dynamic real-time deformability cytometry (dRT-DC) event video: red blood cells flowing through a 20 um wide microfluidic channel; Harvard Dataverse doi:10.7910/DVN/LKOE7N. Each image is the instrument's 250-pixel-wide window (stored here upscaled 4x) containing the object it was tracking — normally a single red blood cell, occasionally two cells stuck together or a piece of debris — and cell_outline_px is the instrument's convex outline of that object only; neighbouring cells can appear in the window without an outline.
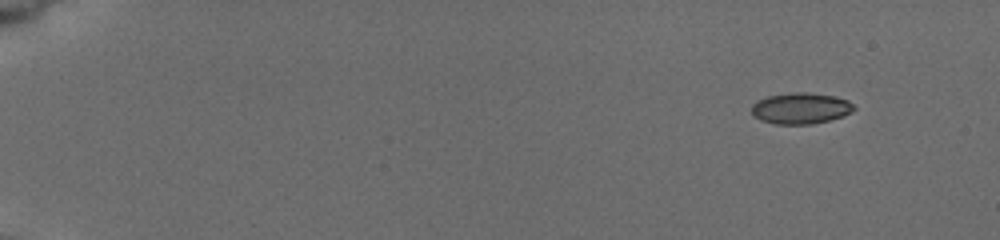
{"species": "common noctule bat (a hibernating species)", "species_latin": "Nyctalus noctula", "temperature_condition": "cold", "stored_images_in_passage": 11, "camera_frame_rate_fps": 3000, "um_per_image_px": 0.085, "animal": {"sex": "female", "body_mass_g": 19.5, "forearm_length_mm": 54.1}, "frame": {"image": 1, "passage_image": 1, "time_ms": 0.0, "image_size_px": [1000, 240], "cell_outline_px": [[856, 108], [852, 112], [844, 116], [812, 124], [776, 124], [760, 120], [752, 116], [752, 104], [756, 100], [768, 96], [792, 92], [808, 92], [836, 96], [848, 100]], "centroid_in_image_um": [68.05, 9.2], "position_along_channel_um": 16.9, "area_um2": 18.79}}
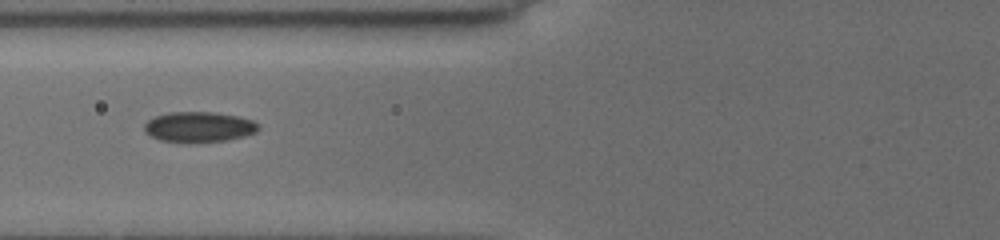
{"frame": {"image": 2, "passage_image": 8, "time_ms": 6.333, "image_size_px": [1000, 240], "cell_outline_px": [[260, 128], [256, 132], [244, 136], [228, 140], [188, 144], [160, 140], [144, 132], [144, 124], [148, 120], [156, 116], [168, 112], [212, 112], [236, 116], [252, 120], [260, 124]], "centroid_in_image_um": [16.9, 10.81], "position_along_channel_um": 108.9, "area_um2": 20.52}}
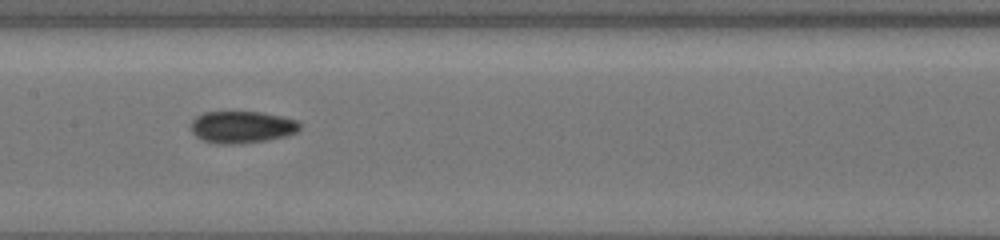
{"frame": {"image": 3, "passage_image": 10, "time_ms": 8.333, "image_size_px": [1000, 240], "cell_outline_px": [[300, 128], [296, 132], [288, 136], [268, 140], [244, 144], [216, 144], [204, 140], [196, 136], [192, 132], [192, 120], [196, 116], [204, 112], [264, 112], [296, 120], [300, 124]], "centroid_in_image_um": [20.58, 10.81], "position_along_channel_um": 186.8, "area_um2": 20.46}}